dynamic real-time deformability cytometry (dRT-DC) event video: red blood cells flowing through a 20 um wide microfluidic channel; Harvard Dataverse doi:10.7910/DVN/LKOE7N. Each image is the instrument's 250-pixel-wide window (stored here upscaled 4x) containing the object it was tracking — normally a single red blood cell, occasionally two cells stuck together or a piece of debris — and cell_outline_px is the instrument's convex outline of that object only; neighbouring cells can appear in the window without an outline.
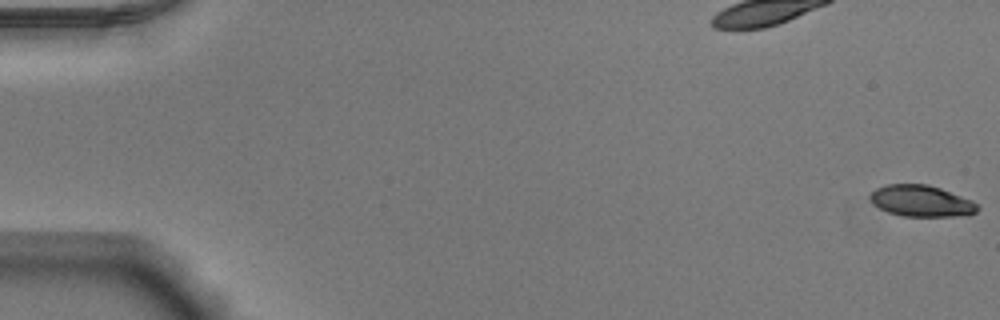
{"species": "Egyptian fruit bat (a non-hibernating species)", "species_latin": "Rousettus aegyptiacus", "temperature_condition": "warm", "stored_images_in_passage": 53, "camera_frame_rate_fps": 3000, "um_per_image_px": 0.085, "animal": {"sex": "male"}, "frame": {"image": 1, "passage_image": 1, "time_ms": 0.0, "image_size_px": [1000, 320], "cell_outline_px": [[980, 208], [976, 212], [968, 216], [904, 216], [888, 212], [872, 204], [868, 196], [876, 188], [888, 184], [928, 184], [940, 188], [972, 200], [980, 204]], "centroid_in_image_um": [78.34, 17.09], "position_along_channel_um": 6.7, "area_um2": 19.83}}
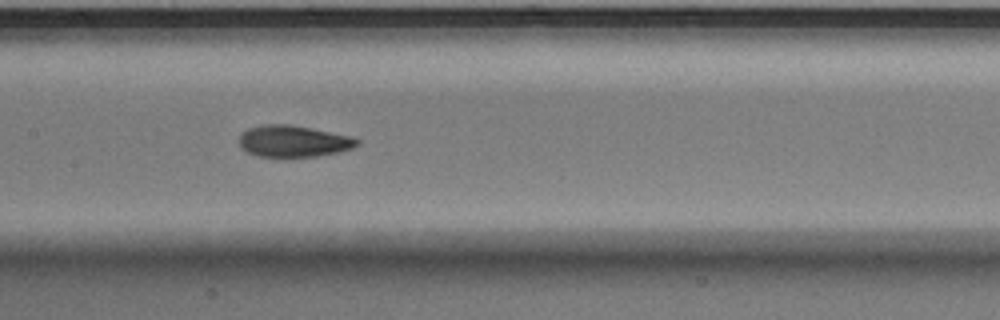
{"frame": {"image": 2, "passage_image": 27, "time_ms": 8.667, "image_size_px": [1000, 320], "cell_outline_px": [[360, 144], [352, 148], [336, 152], [316, 156], [284, 160], [260, 156], [248, 152], [240, 148], [240, 136], [248, 128], [264, 124], [288, 124], [352, 136], [360, 140]], "centroid_in_image_um": [24.93, 12.04], "position_along_channel_um": 182.5, "area_um2": 22.2}}
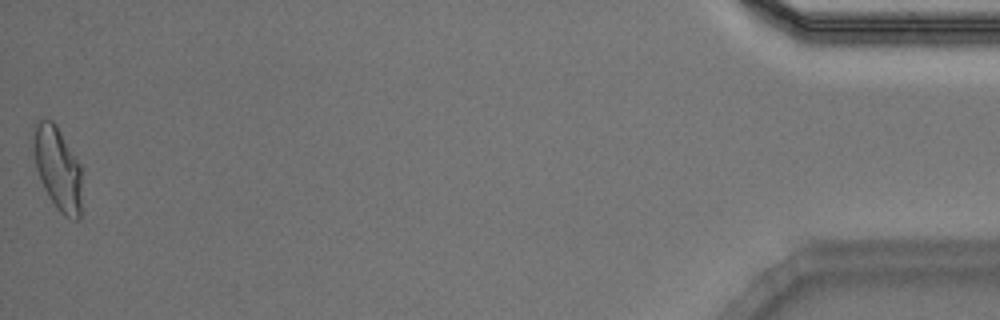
{"frame": {"image": 3, "passage_image": 53, "time_ms": 17.333, "image_size_px": [1000, 320], "cell_outline_px": [[80, 220], [72, 220], [64, 216], [56, 208], [44, 188], [40, 180], [36, 168], [32, 136], [32, 124], [40, 120], [52, 120], [56, 124], [80, 164]], "centroid_in_image_um": [4.87, 14.29], "position_along_channel_um": 430.3, "area_um2": 23.52}, "authors_computed_cell_mechanics": {"area_um2": 21.675, "velocity_mm_per_s": 3.9134, "shape_relaxation_time_tau1_ms": 3.7516, "shape_relaxation_time_tau2_ms": 1.558, "deformation_change_tau1": 0.148, "deformation_change_tau2": 0.0745}}